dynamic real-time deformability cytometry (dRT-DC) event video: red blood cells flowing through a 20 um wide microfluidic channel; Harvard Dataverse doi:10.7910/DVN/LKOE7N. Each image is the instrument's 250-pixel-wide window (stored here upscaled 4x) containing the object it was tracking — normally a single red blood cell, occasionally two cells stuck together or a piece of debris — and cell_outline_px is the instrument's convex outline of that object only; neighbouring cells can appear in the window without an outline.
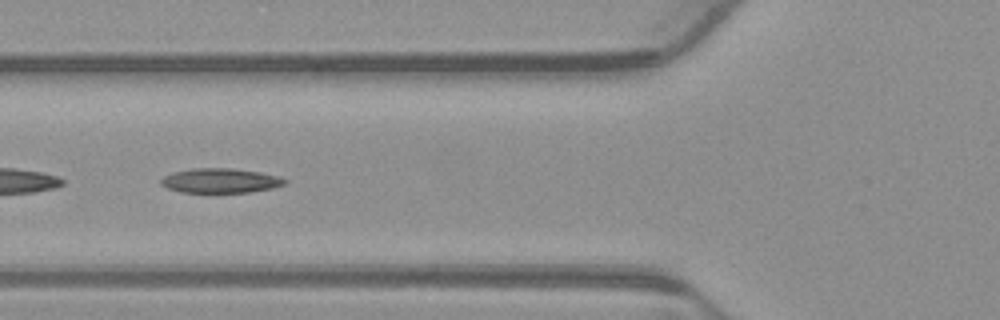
{"species": "common noctule bat (a hibernating species)", "species_latin": "Nyctalus noctula", "temperature_condition": "warm", "stored_images_in_passage": 53, "camera_frame_rate_fps": 3000, "um_per_image_px": 0.085, "animal": {"sex": "male", "body_mass_g": 23.1, "forearm_length_mm": 52.7}, "frame": {"image": 1, "passage_image": 20, "time_ms": 6.333, "image_size_px": [1000, 320], "cell_outline_px": [[288, 180], [284, 184], [272, 188], [248, 192], [180, 192], [168, 188], [160, 184], [160, 180], [164, 176], [172, 172], [192, 168], [232, 168], [260, 172], [280, 176]], "centroid_in_image_um": [18.72, 15.34], "position_along_channel_um": 107.1, "area_um2": 17.74}}
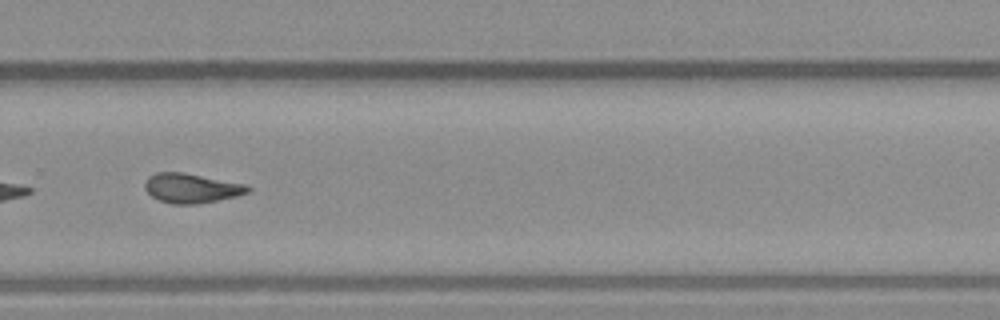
{"frame": {"image": 2, "passage_image": 36, "time_ms": 11.667, "image_size_px": [1000, 320], "cell_outline_px": [[252, 188], [248, 192], [236, 196], [196, 204], [172, 204], [160, 200], [152, 196], [144, 188], [144, 184], [148, 176], [156, 172], [184, 172], [244, 184]], "centroid_in_image_um": [16.23, 15.98], "position_along_channel_um": 313.6, "area_um2": 17.57}}
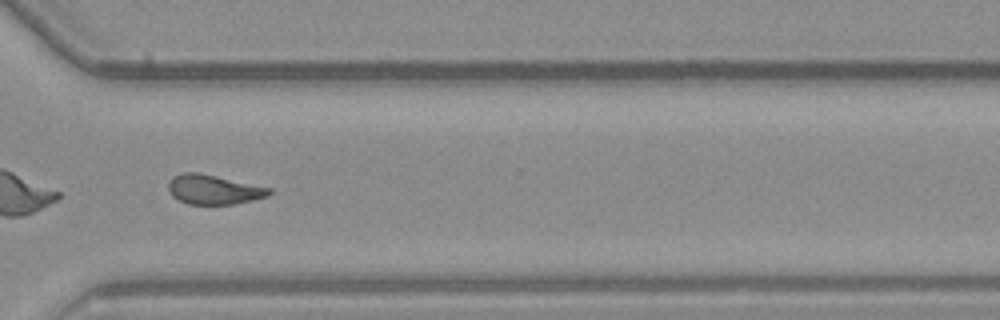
{"frame": {"image": 3, "passage_image": 39, "time_ms": 12.667, "image_size_px": [1000, 320], "cell_outline_px": [[272, 192], [268, 196], [252, 200], [232, 204], [188, 204], [172, 196], [168, 192], [168, 180], [172, 176], [184, 172], [200, 172], [272, 188]], "centroid_in_image_um": [18.14, 16.09], "position_along_channel_um": 352.5, "area_um2": 17.51}, "authors_computed_cell_mechanics": {"area_um2": 17.9758, "velocity_mm_per_s": 3.878, "shape_relaxation_time_tau1_ms": null, "shape_relaxation_time_tau2_ms": 4.3682, "deformation_change_tau1": null, "deformation_change_tau2": 0.1179}}